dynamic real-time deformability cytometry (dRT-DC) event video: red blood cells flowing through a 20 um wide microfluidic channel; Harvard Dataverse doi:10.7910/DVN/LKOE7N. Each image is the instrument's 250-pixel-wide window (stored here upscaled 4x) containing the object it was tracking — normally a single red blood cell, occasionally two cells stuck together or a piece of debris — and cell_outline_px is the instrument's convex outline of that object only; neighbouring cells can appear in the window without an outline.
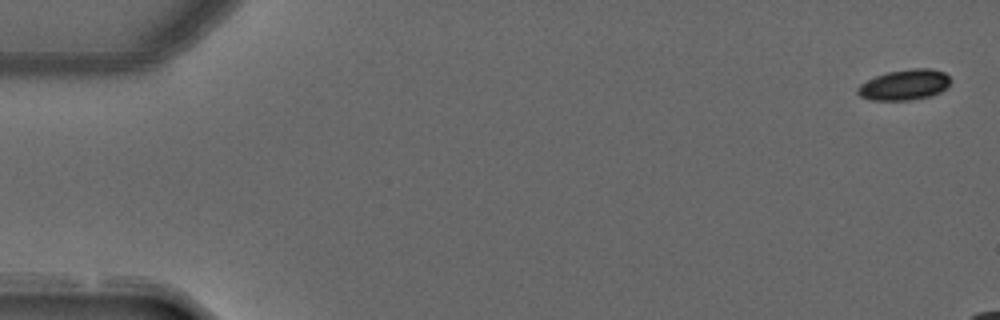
{"species": "common noctule bat (a hibernating species)", "species_latin": "Nyctalus noctula", "temperature_condition": "warm", "stored_images_in_passage": 4, "camera_frame_rate_fps": 3000, "um_per_image_px": 0.085, "animal": {"sex": "male", "forearm_length_mm": 52.5}, "frame": {"image": 1, "passage_image": 1, "time_ms": 0.0, "image_size_px": [1000, 320], "cell_outline_px": [[952, 80], [940, 92], [932, 96], [908, 100], [868, 100], [860, 96], [856, 92], [856, 88], [860, 84], [876, 76], [888, 72], [912, 68], [928, 68], [944, 72]], "centroid_in_image_um": [76.86, 7.21], "position_along_channel_um": 8.1, "area_um2": 16.53}}